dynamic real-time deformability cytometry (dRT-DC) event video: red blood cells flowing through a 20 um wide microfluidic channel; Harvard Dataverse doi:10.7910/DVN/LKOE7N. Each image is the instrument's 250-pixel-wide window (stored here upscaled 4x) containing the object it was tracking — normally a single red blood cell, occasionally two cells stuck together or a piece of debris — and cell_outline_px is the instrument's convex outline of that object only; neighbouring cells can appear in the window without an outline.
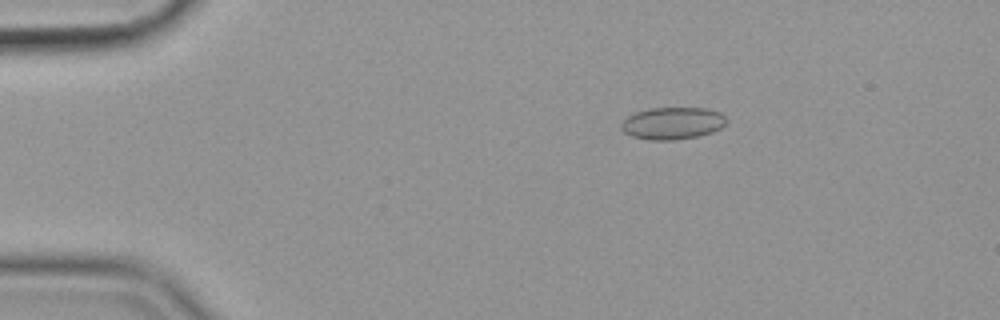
{"species": "common noctule bat (a hibernating species)", "species_latin": "Nyctalus noctula", "temperature_condition": "cold", "stored_images_in_passage": 57, "camera_frame_rate_fps": 3000, "um_per_image_px": 0.085, "animal": {"sex": "female", "body_mass_g": 19.9}, "frame": {"image": 1, "passage_image": 10, "time_ms": 3.0, "image_size_px": [1000, 320], "cell_outline_px": [[728, 120], [720, 128], [712, 132], [696, 136], [676, 140], [648, 140], [632, 136], [624, 132], [620, 128], [620, 124], [628, 116], [636, 112], [648, 108], [704, 108], [720, 112]], "centroid_in_image_um": [57.14, 10.47], "position_along_channel_um": 27.9, "area_um2": 19.71}}
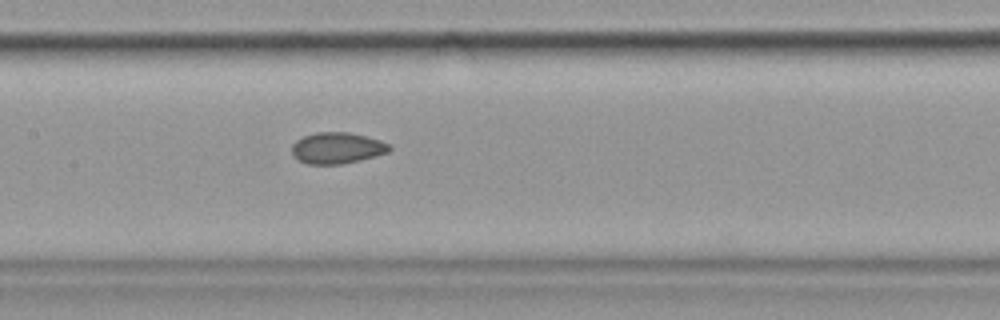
{"frame": {"image": 2, "passage_image": 28, "time_ms": 9.0, "image_size_px": [1000, 320], "cell_outline_px": [[392, 148], [388, 152], [360, 160], [340, 164], [308, 164], [292, 156], [292, 144], [296, 140], [304, 136], [316, 132], [348, 132], [380, 140], [392, 144]], "centroid_in_image_um": [28.65, 12.58], "position_along_channel_um": 178.7, "area_um2": 17.74}}
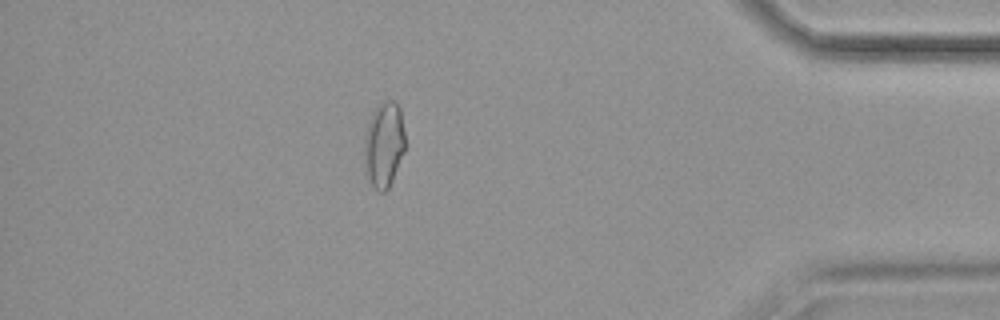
{"frame": {"image": 3, "passage_image": 50, "time_ms": 16.333, "image_size_px": [1000, 320], "cell_outline_px": [[404, 152], [392, 180], [388, 188], [384, 192], [380, 192], [372, 184], [364, 172], [364, 136], [368, 120], [372, 112], [380, 104], [388, 100], [392, 100], [400, 108], [404, 132]], "centroid_in_image_um": [32.61, 12.3], "position_along_channel_um": 402.6, "area_um2": 20.35}, "authors_computed_cell_mechanics": {"area_um2": 18.6116, "velocity_mm_per_s": 3.568, "shape_relaxation_time_tau1_ms": null, "shape_relaxation_time_tau2_ms": 2.4038, "deformation_change_tau1": null, "deformation_change_tau2": 0.0547}}